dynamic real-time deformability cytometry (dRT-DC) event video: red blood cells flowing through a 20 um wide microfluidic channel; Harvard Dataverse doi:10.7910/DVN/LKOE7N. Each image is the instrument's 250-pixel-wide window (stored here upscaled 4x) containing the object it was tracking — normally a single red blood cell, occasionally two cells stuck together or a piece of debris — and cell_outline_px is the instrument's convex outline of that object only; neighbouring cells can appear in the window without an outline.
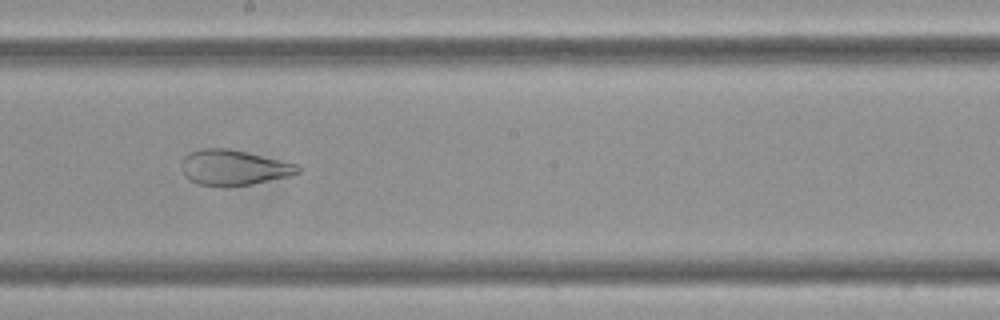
{"species": "Egyptian fruit bat (a non-hibernating species)", "species_latin": "Rousettus aegyptiacus", "temperature_condition": "cold", "stored_images_in_passage": 10, "camera_frame_rate_fps": 3000, "um_per_image_px": 0.085, "frame": {"image": 1, "passage_image": 9, "time_ms": 2.667, "image_size_px": [1000, 320], "cell_outline_px": [[300, 172], [288, 176], [252, 184], [224, 188], [196, 184], [184, 176], [184, 156], [200, 148], [228, 148], [296, 164], [300, 168]], "centroid_in_image_um": [19.84, 14.27], "position_along_channel_um": 228.4, "area_um2": 23.81}}